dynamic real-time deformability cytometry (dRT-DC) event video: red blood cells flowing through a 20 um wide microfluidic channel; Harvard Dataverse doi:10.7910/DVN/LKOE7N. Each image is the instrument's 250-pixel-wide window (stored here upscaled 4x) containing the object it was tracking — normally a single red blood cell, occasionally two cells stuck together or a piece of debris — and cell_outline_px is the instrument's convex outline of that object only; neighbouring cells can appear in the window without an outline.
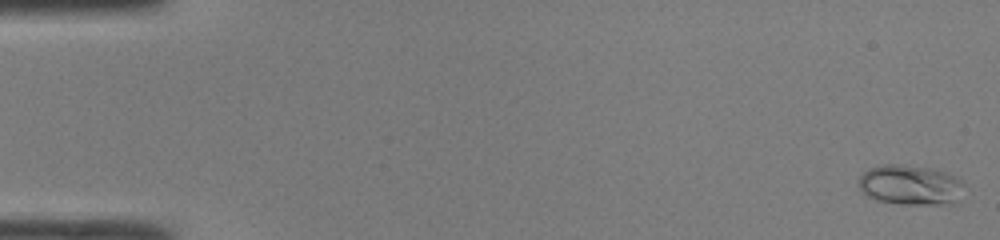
{"species": "common noctule bat (a hibernating species)", "species_latin": "Nyctalus noctula", "temperature_condition": "room temperature", "stored_images_in_passage": 48, "camera_frame_rate_fps": 3000, "um_per_image_px": 0.085, "animal": {"sex": "male", "body_mass_g": 19.0, "forearm_length_mm": 50.8}, "frame": {"image": 1, "passage_image": 1, "time_ms": 0.0, "image_size_px": [1000, 240], "cell_outline_px": [[960, 184], [956, 204], [900, 204], [876, 200], [864, 196], [860, 192], [860, 176], [868, 168], [884, 164], [904, 164], [932, 168], [956, 176], [960, 180]], "centroid_in_image_um": [77.3, 15.72], "position_along_channel_um": 7.7, "area_um2": 24.57}}
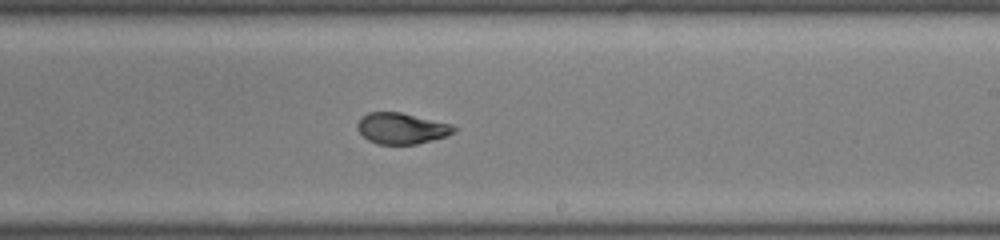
{"frame": {"image": 2, "passage_image": 29, "time_ms": 9.333, "image_size_px": [1000, 240], "cell_outline_px": [[460, 128], [456, 132], [432, 140], [416, 144], [376, 144], [368, 140], [356, 128], [356, 124], [360, 116], [368, 112], [400, 112], [452, 124]], "centroid_in_image_um": [34.13, 10.9], "position_along_channel_um": 254.9, "area_um2": 17.63}}
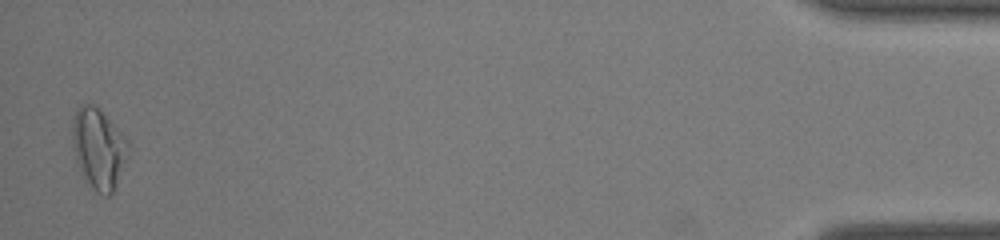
{"frame": {"image": 3, "passage_image": 47, "time_ms": 15.333, "image_size_px": [1000, 240], "cell_outline_px": [[128, 148], [112, 192], [108, 196], [104, 196], [96, 192], [84, 180], [76, 160], [72, 144], [72, 120], [76, 108], [80, 104], [92, 104], [128, 140]], "centroid_in_image_um": [8.3, 12.62], "position_along_channel_um": 426.9, "area_um2": 25.37}, "authors_computed_cell_mechanics": {"area_um2": 18.3804, "velocity_mm_per_s": 4.2904, "shape_relaxation_time_tau1_ms": null, "shape_relaxation_time_tau2_ms": 0.8194, "deformation_change_tau1": null, "deformation_change_tau2": 0.0612}}